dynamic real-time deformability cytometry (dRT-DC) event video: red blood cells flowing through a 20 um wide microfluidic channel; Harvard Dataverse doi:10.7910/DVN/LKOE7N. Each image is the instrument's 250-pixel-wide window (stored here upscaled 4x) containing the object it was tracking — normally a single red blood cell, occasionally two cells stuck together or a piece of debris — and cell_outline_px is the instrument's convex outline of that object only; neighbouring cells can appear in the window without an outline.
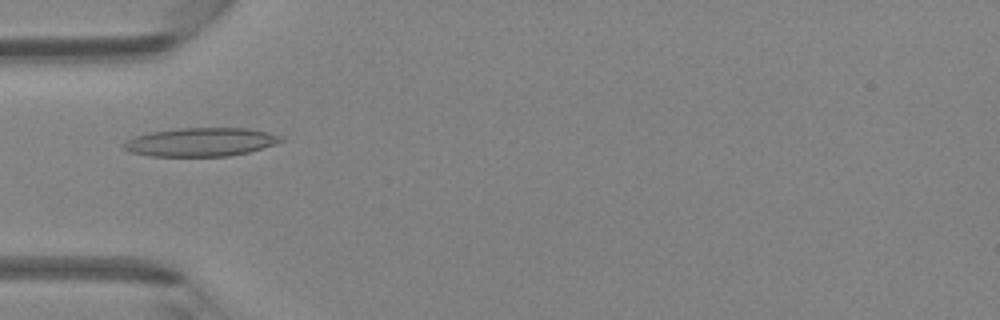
{"species": "Egyptian fruit bat (a non-hibernating species)", "species_latin": "Rousettus aegyptiacus", "temperature_condition": "room temperature", "stored_images_in_passage": 6, "camera_frame_rate_fps": 3000, "um_per_image_px": 0.085, "animal": {"sex": "female"}, "frame": {"image": 1, "passage_image": 5, "time_ms": 4.667, "image_size_px": [1000, 320], "cell_outline_px": [[284, 140], [276, 144], [248, 152], [228, 156], [152, 156], [132, 152], [124, 148], [124, 144], [128, 140], [136, 136], [152, 132], [180, 128], [248, 128], [268, 132], [280, 136]], "centroid_in_image_um": [17.12, 12.07], "position_along_channel_um": 67.9, "area_um2": 25.84}}
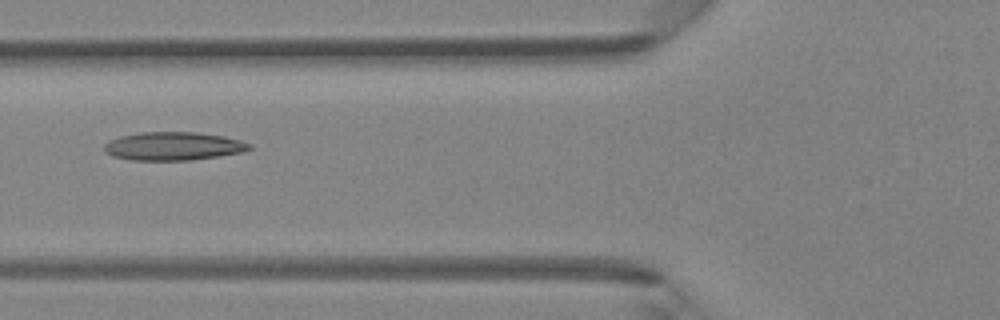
{"frame": {"image": 2, "passage_image": 6, "time_ms": 5.667, "image_size_px": [1000, 320], "cell_outline_px": [[252, 148], [244, 152], [192, 160], [132, 160], [112, 156], [104, 152], [104, 144], [108, 140], [120, 136], [140, 132], [196, 132], [224, 136], [240, 140], [252, 144]], "centroid_in_image_um": [14.73, 12.42], "position_along_channel_um": 111.1, "area_um2": 24.16}}